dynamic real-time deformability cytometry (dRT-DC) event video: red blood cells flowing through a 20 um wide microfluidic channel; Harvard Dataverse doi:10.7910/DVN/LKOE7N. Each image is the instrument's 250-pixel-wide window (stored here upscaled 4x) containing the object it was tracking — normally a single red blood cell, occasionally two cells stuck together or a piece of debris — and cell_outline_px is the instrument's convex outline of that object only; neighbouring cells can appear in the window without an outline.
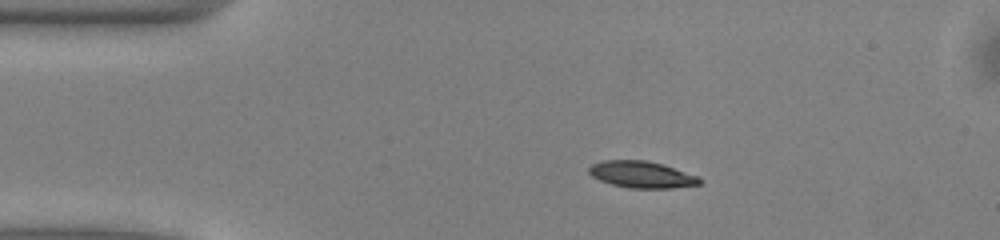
{"species": "common noctule bat (a hibernating species)", "species_latin": "Nyctalus noctula", "temperature_condition": "warm", "stored_images_in_passage": 42, "camera_frame_rate_fps": 3000, "um_per_image_px": 0.085, "animal": {"sex": "male", "body_mass_g": 13.0, "forearm_length_mm": 53.1}, "frame": {"image": 1, "passage_image": 1, "time_ms": 0.0, "image_size_px": [1000, 240], "cell_outline_px": [[704, 180], [700, 184], [672, 188], [628, 188], [612, 184], [600, 180], [592, 176], [588, 172], [588, 168], [592, 164], [604, 160], [644, 160], [664, 164], [696, 176]], "centroid_in_image_um": [54.54, 14.83], "position_along_channel_um": 30.5, "area_um2": 17.17}}
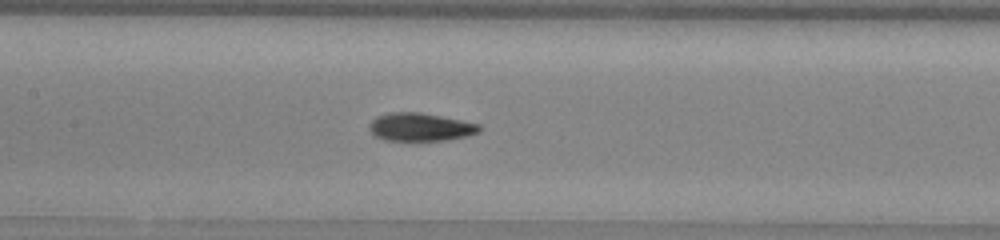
{"frame": {"image": 2, "passage_image": 15, "time_ms": 4.667, "image_size_px": [1000, 240], "cell_outline_px": [[480, 132], [448, 140], [384, 140], [376, 136], [368, 128], [368, 124], [376, 116], [388, 112], [420, 112], [480, 124]], "centroid_in_image_um": [35.69, 10.79], "position_along_channel_um": 171.7, "area_um2": 17.92}}
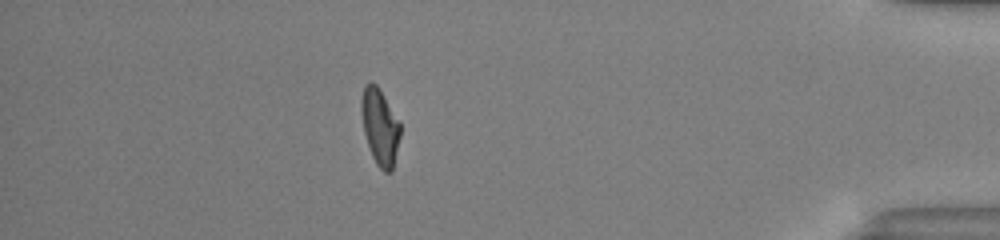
{"frame": {"image": 3, "passage_image": 36, "time_ms": 11.667, "image_size_px": [1000, 240], "cell_outline_px": [[400, 136], [392, 172], [384, 172], [376, 164], [372, 156], [364, 132], [360, 108], [360, 100], [364, 84], [376, 84], [380, 88], [400, 120]], "centroid_in_image_um": [32.3, 10.75], "position_along_channel_um": 402.9, "area_um2": 17.51}, "authors_computed_cell_mechanics": {"area_um2": 17.629, "velocity_mm_per_s": 4.0274, "shape_relaxation_time_tau1_ms": 4.3806, "shape_relaxation_time_tau2_ms": 1.6907, "deformation_change_tau1": 0.174, "deformation_change_tau2": 0.0735}}